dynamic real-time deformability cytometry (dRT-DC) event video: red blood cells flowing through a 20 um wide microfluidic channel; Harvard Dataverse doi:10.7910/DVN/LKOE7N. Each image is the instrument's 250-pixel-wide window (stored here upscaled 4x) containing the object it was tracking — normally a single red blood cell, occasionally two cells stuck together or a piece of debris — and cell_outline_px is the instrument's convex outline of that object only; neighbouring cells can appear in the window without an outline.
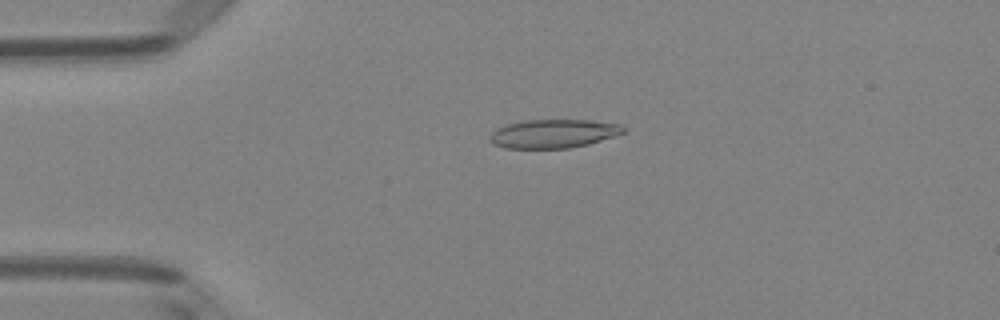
{"species": "Egyptian fruit bat (a non-hibernating species)", "species_latin": "Rousettus aegyptiacus", "temperature_condition": "room temperature", "stored_images_in_passage": 8, "camera_frame_rate_fps": 3000, "um_per_image_px": 0.085, "animal": {"sex": "female"}, "frame": {"image": 1, "passage_image": 4, "time_ms": 1.0, "image_size_px": [1000, 320], "cell_outline_px": [[624, 132], [588, 144], [568, 148], [504, 148], [492, 144], [488, 140], [488, 136], [496, 128], [508, 124], [524, 120], [592, 120], [620, 124], [624, 128]], "centroid_in_image_um": [46.97, 11.36], "position_along_channel_um": 38.0, "area_um2": 22.25}}
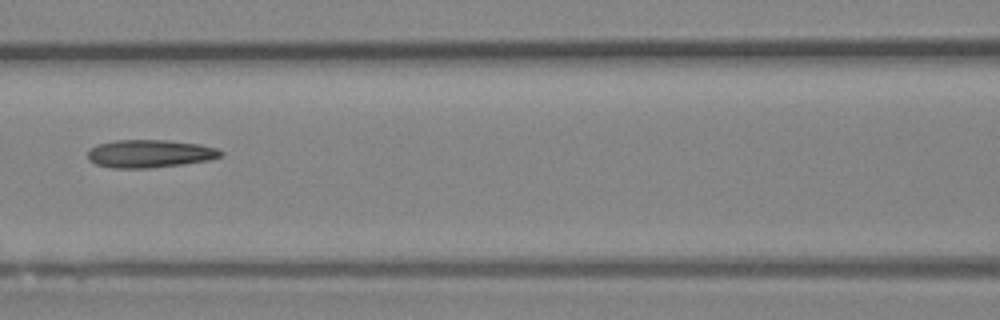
{"frame": {"image": 2, "passage_image": 7, "time_ms": 2.0, "image_size_px": [1000, 320], "cell_outline_px": [[224, 152], [220, 156], [212, 160], [184, 164], [148, 168], [112, 168], [96, 164], [88, 160], [88, 148], [100, 144], [116, 140], [168, 140], [200, 144], [216, 148]], "centroid_in_image_um": [12.74, 13.06], "position_along_channel_um": 153.9, "area_um2": 21.73}}
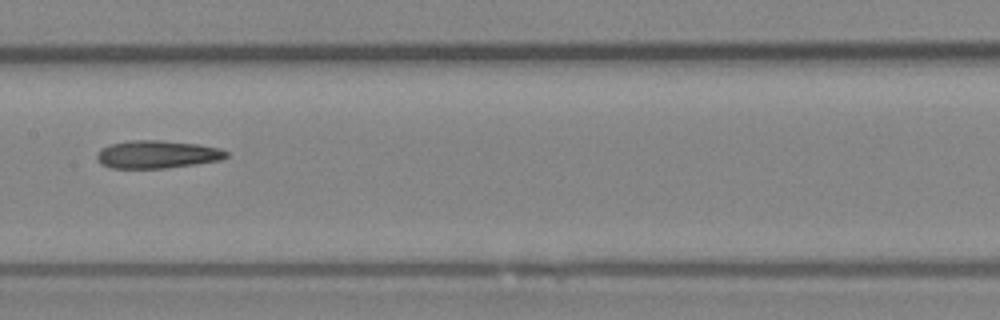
{"frame": {"image": 3, "passage_image": 8, "time_ms": 2.333, "image_size_px": [1000, 320], "cell_outline_px": [[228, 156], [220, 160], [196, 164], [164, 168], [112, 168], [100, 164], [96, 156], [104, 148], [112, 144], [128, 140], [160, 140], [200, 144], [220, 148], [228, 152]], "centroid_in_image_um": [13.4, 13.12], "position_along_channel_um": 194.0, "area_um2": 20.92}}